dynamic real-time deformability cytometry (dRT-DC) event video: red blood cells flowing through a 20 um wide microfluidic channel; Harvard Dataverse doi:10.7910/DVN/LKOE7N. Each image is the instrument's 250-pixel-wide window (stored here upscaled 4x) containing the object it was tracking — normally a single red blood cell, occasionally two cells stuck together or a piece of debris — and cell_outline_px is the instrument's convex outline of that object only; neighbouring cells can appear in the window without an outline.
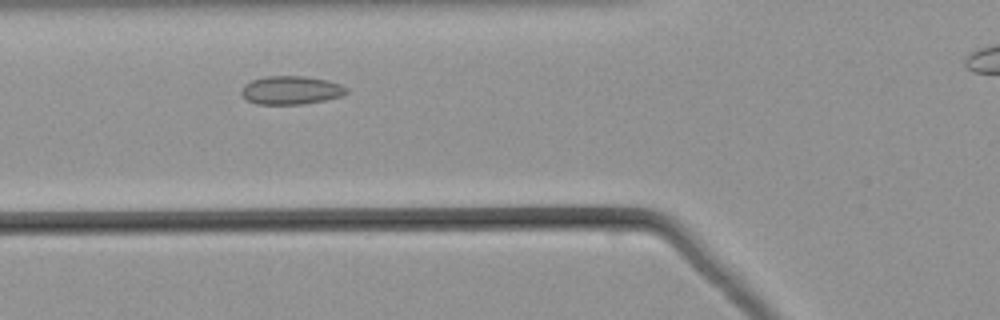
{"species": "common noctule bat (a hibernating species)", "species_latin": "Nyctalus noctula", "temperature_condition": "warm", "stored_images_in_passage": 35, "camera_frame_rate_fps": 3000, "um_per_image_px": 0.085, "animal": {"sex": "male", "body_mass_g": 21.5, "forearm_length_mm": 52.0}, "frame": {"image": 1, "passage_image": 8, "time_ms": 2.333, "image_size_px": [1000, 320], "cell_outline_px": [[348, 92], [344, 96], [304, 104], [256, 104], [248, 100], [240, 92], [240, 88], [244, 84], [252, 80], [268, 76], [304, 76], [328, 80], [340, 84], [348, 88]], "centroid_in_image_um": [24.75, 7.66], "position_along_channel_um": 101.0, "area_um2": 17.51}}
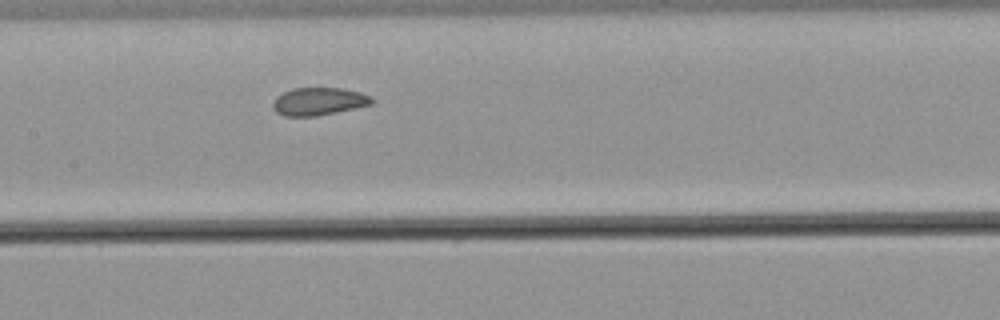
{"frame": {"image": 2, "passage_image": 14, "time_ms": 4.333, "image_size_px": [1000, 320], "cell_outline_px": [[376, 100], [372, 104], [316, 116], [284, 116], [276, 112], [272, 104], [272, 100], [276, 96], [292, 88], [344, 88], [360, 92], [372, 96]], "centroid_in_image_um": [27.09, 8.61], "position_along_channel_um": 180.3, "area_um2": 16.07}}
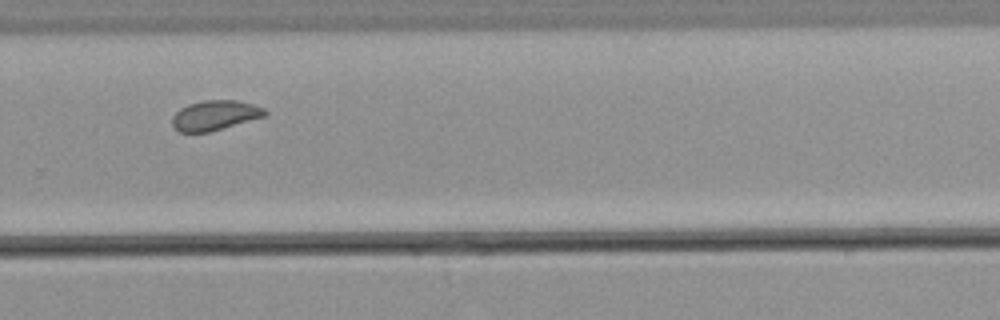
{"frame": {"image": 3, "passage_image": 24, "time_ms": 7.667, "image_size_px": [1000, 320], "cell_outline_px": [[268, 112], [264, 116], [208, 132], [180, 132], [172, 124], [172, 116], [180, 108], [188, 104], [204, 100], [236, 100], [252, 104], [264, 108]], "centroid_in_image_um": [18.24, 9.79], "position_along_channel_um": 311.6, "area_um2": 15.9}}